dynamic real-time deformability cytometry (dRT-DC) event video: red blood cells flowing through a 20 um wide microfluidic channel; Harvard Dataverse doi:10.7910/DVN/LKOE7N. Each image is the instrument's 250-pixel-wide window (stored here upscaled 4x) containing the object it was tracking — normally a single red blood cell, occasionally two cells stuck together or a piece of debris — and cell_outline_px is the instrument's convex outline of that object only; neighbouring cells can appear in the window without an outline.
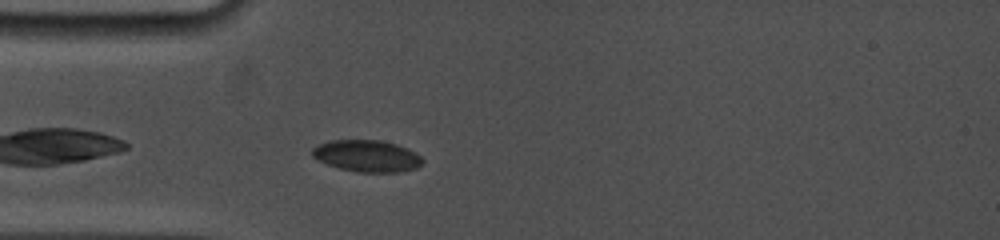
{"species": "common noctule bat (a hibernating species)", "species_latin": "Nyctalus noctula", "temperature_condition": "cold", "stored_images_in_passage": 52, "camera_frame_rate_fps": 5000, "um_per_image_px": 0.085, "animal": {"sex": "female", "body_mass_g": 19.0, "forearm_length_mm": 53.3}, "frame": {"image": 1, "passage_image": 6, "time_ms": 1.0, "image_size_px": [1000, 240], "cell_outline_px": [[424, 164], [416, 168], [400, 172], [360, 172], [340, 168], [328, 164], [312, 156], [312, 148], [320, 144], [332, 140], [380, 140], [396, 144], [408, 148], [416, 152], [424, 160]], "centroid_in_image_um": [31.25, 13.25], "position_along_channel_um": 53.8, "area_um2": 20.35}}
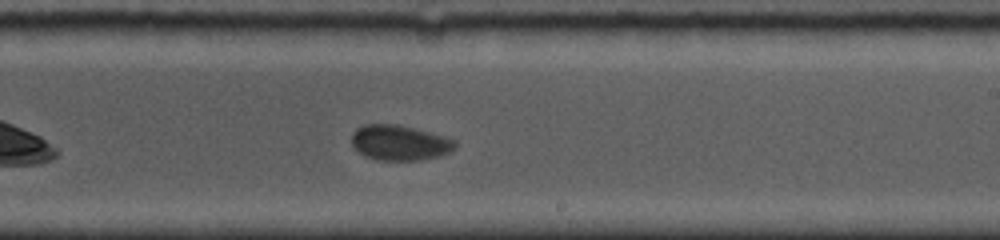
{"frame": {"image": 2, "passage_image": 26, "time_ms": 6.6, "image_size_px": [1000, 240], "cell_outline_px": [[456, 148], [440, 156], [424, 160], [376, 160], [364, 156], [352, 144], [352, 132], [356, 128], [364, 124], [396, 124], [444, 136], [456, 140]], "centroid_in_image_um": [33.96, 12.14], "position_along_channel_um": 255.0, "area_um2": 21.27}}
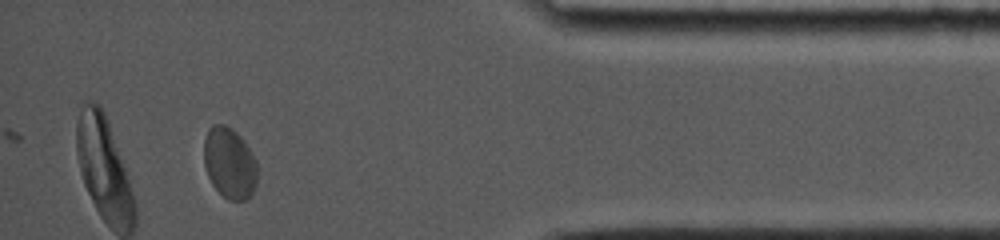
{"frame": {"image": 3, "passage_image": 52, "time_ms": 11.6, "image_size_px": [1000, 240], "cell_outline_px": [[256, 184], [252, 192], [244, 200], [228, 200], [212, 184], [208, 176], [204, 164], [204, 140], [208, 128], [212, 124], [224, 124], [232, 128], [244, 140], [252, 152], [256, 160]], "centroid_in_image_um": [19.5, 13.82], "position_along_channel_um": 415.7, "area_um2": 22.08}, "authors_computed_cell_mechanics": {"area_um2": 21.1259, "velocity_mm_per_s": 3.6796, "shape_relaxation_time_tau1_ms": 6.766, "shape_relaxation_time_tau2_ms": null, "deformation_change_tau1": 0.0799, "deformation_change_tau2": null}}